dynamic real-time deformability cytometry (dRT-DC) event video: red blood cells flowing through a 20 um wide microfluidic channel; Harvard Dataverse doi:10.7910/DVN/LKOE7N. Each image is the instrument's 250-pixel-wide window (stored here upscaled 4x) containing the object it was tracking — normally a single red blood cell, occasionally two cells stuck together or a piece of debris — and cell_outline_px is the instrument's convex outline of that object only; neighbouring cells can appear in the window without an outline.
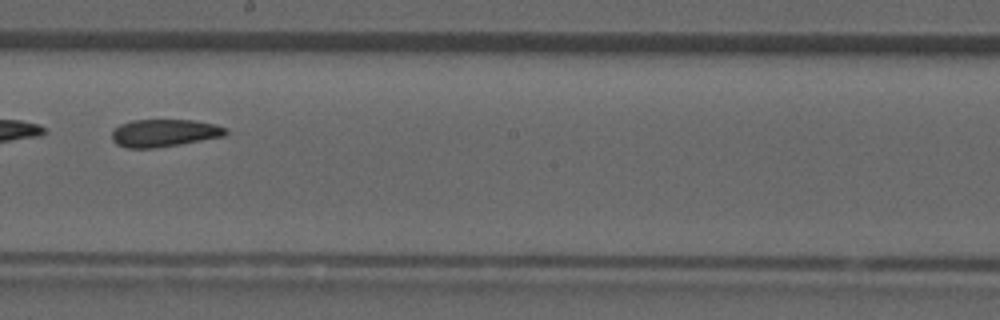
{"species": "common noctule bat (a hibernating species)", "species_latin": "Nyctalus noctula", "temperature_condition": "room temperature", "stored_images_in_passage": 39, "camera_frame_rate_fps": 3000, "um_per_image_px": 0.085, "animal": {"sex": "male", "forearm_length_mm": 52.5}, "frame": {"image": 1, "passage_image": 23, "time_ms": 7.333, "image_size_px": [1000, 320], "cell_outline_px": [[228, 132], [224, 136], [180, 144], [156, 148], [128, 148], [116, 144], [112, 140], [112, 132], [120, 124], [132, 120], [192, 120], [216, 124], [228, 128]], "centroid_in_image_um": [13.97, 11.3], "position_along_channel_um": 234.2, "area_um2": 18.32}}